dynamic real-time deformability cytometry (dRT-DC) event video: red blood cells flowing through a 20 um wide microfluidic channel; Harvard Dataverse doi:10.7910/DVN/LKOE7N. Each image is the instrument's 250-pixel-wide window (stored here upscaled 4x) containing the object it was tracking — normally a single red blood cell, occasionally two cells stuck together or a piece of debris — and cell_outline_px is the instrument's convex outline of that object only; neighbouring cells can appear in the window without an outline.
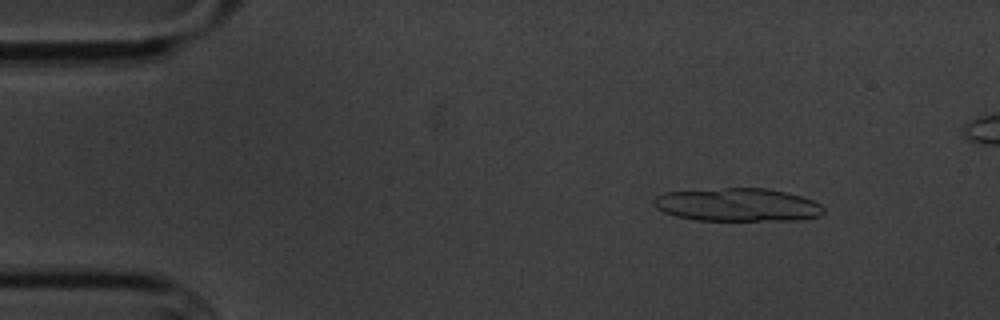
{"species": "common noctule bat (a hibernating species)", "species_latin": "Nyctalus noctula", "temperature_condition": "cold", "stored_images_in_passage": 5, "camera_frame_rate_fps": 3000, "um_per_image_px": 0.085, "animal": {"sex": "male", "body_mass_g": 20.1, "forearm_length_mm": 53.5}, "frame": {"image": 1, "passage_image": 1, "time_ms": 0.0, "image_size_px": [1000, 320], "cell_outline_px": [[824, 212], [820, 216], [800, 220], [696, 220], [676, 216], [664, 212], [656, 208], [652, 204], [652, 200], [656, 196], [664, 192], [724, 188], [768, 188], [800, 196], [812, 200], [820, 204], [824, 208]], "centroid_in_image_um": [62.68, 17.41], "position_along_channel_um": 22.3, "area_um2": 32.89}}